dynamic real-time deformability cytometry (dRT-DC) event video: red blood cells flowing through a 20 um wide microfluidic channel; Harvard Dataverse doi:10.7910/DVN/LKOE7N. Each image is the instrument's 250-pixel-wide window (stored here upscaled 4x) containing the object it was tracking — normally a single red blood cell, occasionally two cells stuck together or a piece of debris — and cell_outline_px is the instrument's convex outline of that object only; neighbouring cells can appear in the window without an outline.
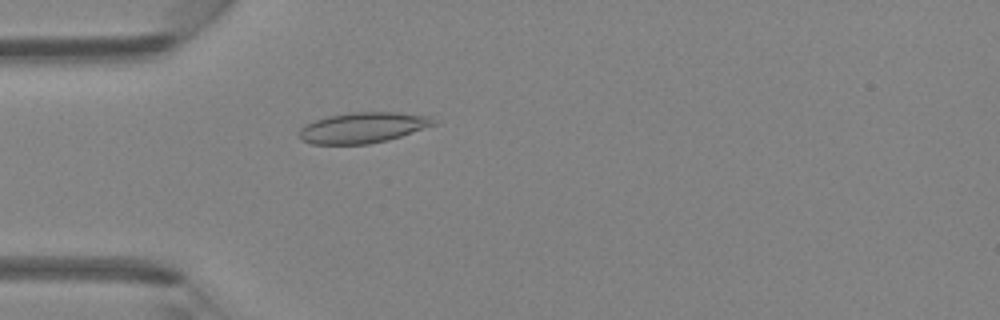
{"species": "Egyptian fruit bat (a non-hibernating species)", "species_latin": "Rousettus aegyptiacus", "temperature_condition": "room temperature", "stored_images_in_passage": 47, "camera_frame_rate_fps": 3000, "um_per_image_px": 0.085, "animal": {"sex": "female"}, "frame": {"image": 1, "passage_image": 14, "time_ms": 4.333, "image_size_px": [1000, 320], "cell_outline_px": [[436, 124], [388, 140], [368, 144], [312, 144], [304, 140], [300, 136], [300, 128], [304, 124], [328, 116], [352, 112], [396, 112], [432, 116]], "centroid_in_image_um": [30.85, 10.84], "position_along_channel_um": 54.1, "area_um2": 23.81}}
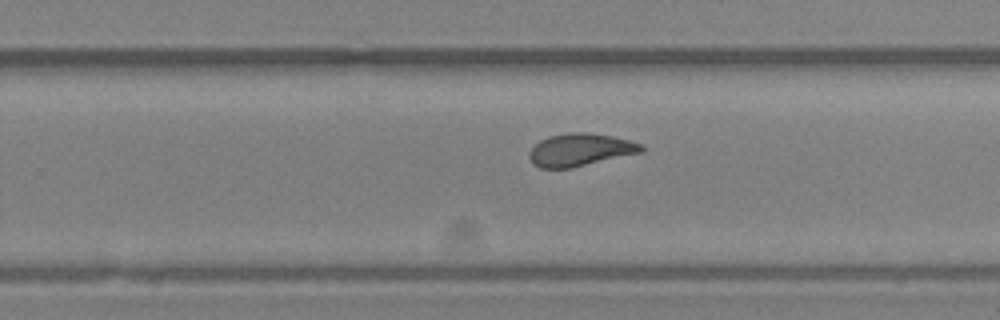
{"frame": {"image": 2, "passage_image": 30, "time_ms": 9.667, "image_size_px": [1000, 320], "cell_outline_px": [[644, 152], [572, 168], [540, 168], [532, 164], [528, 156], [528, 152], [540, 140], [548, 136], [568, 132], [584, 132], [612, 136], [628, 140], [640, 144], [644, 148]], "centroid_in_image_um": [49.29, 12.74], "position_along_channel_um": 280.5, "area_um2": 21.44}}
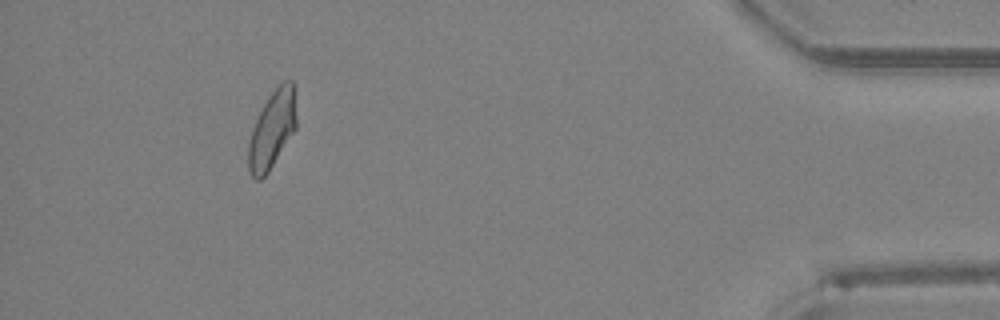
{"frame": {"image": 3, "passage_image": 43, "time_ms": 14.0, "image_size_px": [1000, 320], "cell_outline_px": [[296, 128], [268, 172], [260, 180], [256, 180], [248, 172], [248, 144], [252, 128], [268, 96], [284, 80], [292, 80], [296, 120]], "centroid_in_image_um": [23.1, 11.05], "position_along_channel_um": 412.1, "area_um2": 21.33}}